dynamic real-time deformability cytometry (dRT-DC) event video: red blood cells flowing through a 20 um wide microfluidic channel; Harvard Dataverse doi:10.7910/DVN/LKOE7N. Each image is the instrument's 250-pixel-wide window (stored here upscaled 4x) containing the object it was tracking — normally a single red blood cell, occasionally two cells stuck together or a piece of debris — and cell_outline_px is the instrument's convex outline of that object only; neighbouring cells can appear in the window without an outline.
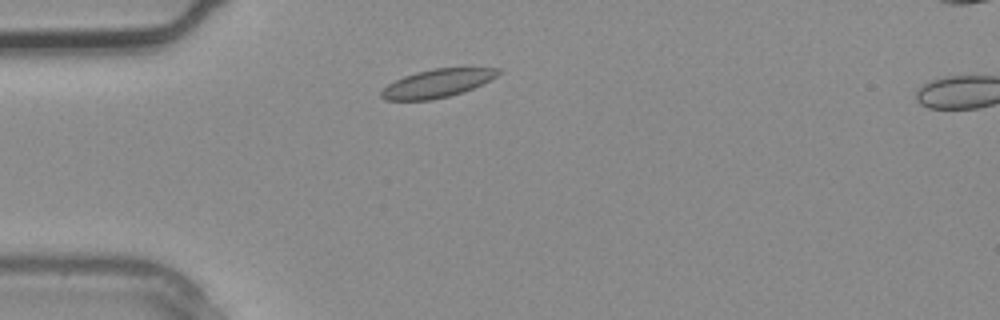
{"species": "common noctule bat (a hibernating species)", "species_latin": "Nyctalus noctula", "temperature_condition": "warm", "stored_images_in_passage": 2, "camera_frame_rate_fps": 3000, "um_per_image_px": 0.085, "animal": {"sex": "male", "body_mass_g": 20.4}, "frame": {"image": 1, "passage_image": 1, "time_ms": 0.0, "image_size_px": [1000, 320], "cell_outline_px": [[500, 72], [496, 76], [464, 92], [432, 100], [384, 100], [380, 96], [380, 92], [388, 84], [404, 76], [416, 72], [436, 68], [500, 68]], "centroid_in_image_um": [37.12, 7.09], "position_along_channel_um": 47.9, "area_um2": 18.96}}